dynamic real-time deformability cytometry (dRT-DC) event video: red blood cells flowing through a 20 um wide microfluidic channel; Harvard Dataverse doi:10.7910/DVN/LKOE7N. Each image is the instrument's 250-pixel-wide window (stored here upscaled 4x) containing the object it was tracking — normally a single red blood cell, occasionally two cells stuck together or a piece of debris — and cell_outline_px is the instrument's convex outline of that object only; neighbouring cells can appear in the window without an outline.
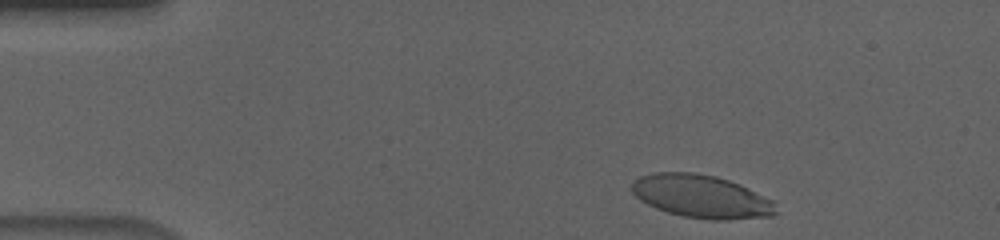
{"species": "human", "species_latin": "Homo sapiens", "temperature_condition": "cold", "stored_images_in_passage": 42, "camera_frame_rate_fps": 3000, "um_per_image_px": 0.085, "donor": {"sex": "male"}, "frame": {"image": 1, "passage_image": 2, "time_ms": 0.333, "image_size_px": [1000, 240], "cell_outline_px": [[776, 212], [772, 216], [728, 220], [712, 220], [684, 216], [668, 212], [656, 208], [640, 200], [632, 192], [632, 184], [640, 176], [656, 172], [692, 172], [716, 176], [740, 184], [772, 200]], "centroid_in_image_um": [59.61, 16.69], "position_along_channel_um": 25.4, "area_um2": 35.89}}
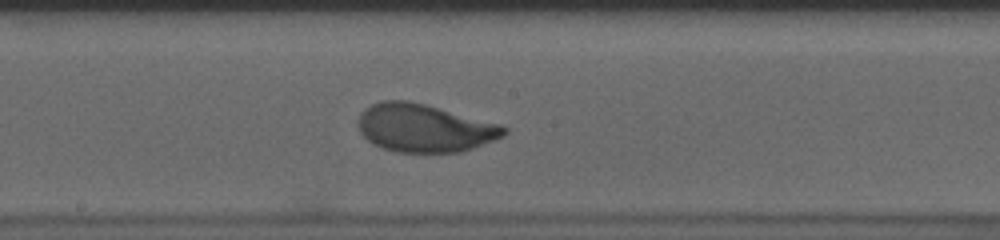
{"frame": {"image": 2, "passage_image": 24, "time_ms": 7.667, "image_size_px": [1000, 240], "cell_outline_px": [[508, 132], [504, 136], [472, 148], [460, 152], [396, 152], [380, 148], [372, 144], [360, 132], [356, 124], [356, 120], [360, 112], [364, 108], [380, 100], [408, 100], [424, 104], [500, 124], [508, 128]], "centroid_in_image_um": [36.01, 10.88], "position_along_channel_um": 212.2, "area_um2": 40.98}}
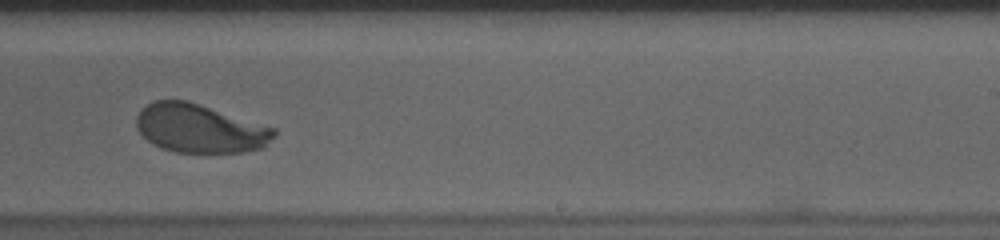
{"frame": {"image": 3, "passage_image": 29, "time_ms": 9.333, "image_size_px": [1000, 240], "cell_outline_px": [[276, 136], [264, 148], [244, 152], [172, 152], [160, 148], [152, 144], [136, 128], [136, 116], [140, 108], [152, 100], [188, 100], [276, 128]], "centroid_in_image_um": [16.98, 10.91], "position_along_channel_um": 272.0, "area_um2": 39.48}, "authors_computed_cell_mechanics": {"area_um2": 39.7953, "velocity_mm_per_s": 3.6083, "shape_relaxation_time_tau1_ms": 2.4903, "shape_relaxation_time_tau2_ms": null, "deformation_change_tau1": 0.1652, "deformation_change_tau2": null}}